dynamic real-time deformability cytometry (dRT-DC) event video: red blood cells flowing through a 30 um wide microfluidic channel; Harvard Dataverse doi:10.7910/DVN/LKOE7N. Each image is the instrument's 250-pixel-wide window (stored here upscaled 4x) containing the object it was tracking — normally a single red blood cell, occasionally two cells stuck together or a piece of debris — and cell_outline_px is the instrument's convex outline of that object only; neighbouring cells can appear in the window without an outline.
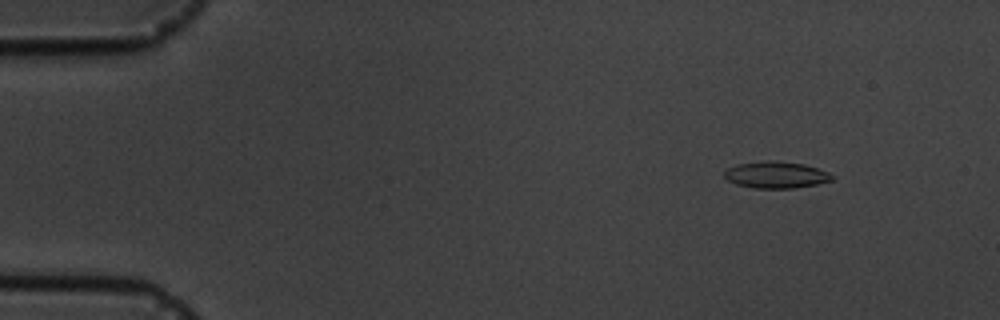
{"species": "common noctule bat (a hibernating species)", "species_latin": "Nyctalus noctula", "temperature_condition": "cold", "stored_images_in_passage": 5, "camera_frame_rate_fps": 3000, "um_per_image_px": 0.085, "animal": {"sex": "male", "body_mass_g": 19.5, "forearm_length_mm": 54.6}, "frame": {"image": 1, "passage_image": 2, "time_ms": 1.333, "image_size_px": [1000, 320], "cell_outline_px": [[832, 180], [816, 184], [796, 188], [752, 188], [736, 184], [728, 180], [724, 176], [724, 172], [728, 168], [736, 164], [764, 160], [772, 160], [804, 164], [828, 172], [832, 176]], "centroid_in_image_um": [65.92, 14.86], "position_along_channel_um": 19.1, "area_um2": 16.7}}
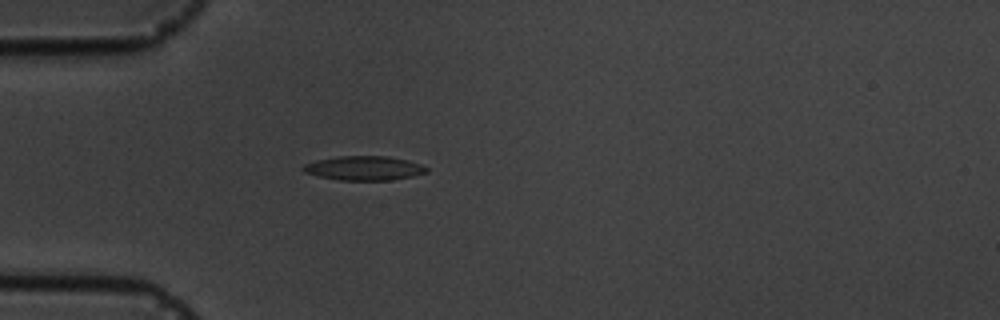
{"frame": {"image": 2, "passage_image": 5, "time_ms": 4.667, "image_size_px": [1000, 320], "cell_outline_px": [[428, 172], [412, 176], [392, 180], [340, 180], [320, 176], [304, 172], [300, 168], [304, 164], [316, 160], [336, 156], [388, 156], [420, 164], [428, 168]], "centroid_in_image_um": [30.92, 14.29], "position_along_channel_um": 54.1, "area_um2": 17.34}}